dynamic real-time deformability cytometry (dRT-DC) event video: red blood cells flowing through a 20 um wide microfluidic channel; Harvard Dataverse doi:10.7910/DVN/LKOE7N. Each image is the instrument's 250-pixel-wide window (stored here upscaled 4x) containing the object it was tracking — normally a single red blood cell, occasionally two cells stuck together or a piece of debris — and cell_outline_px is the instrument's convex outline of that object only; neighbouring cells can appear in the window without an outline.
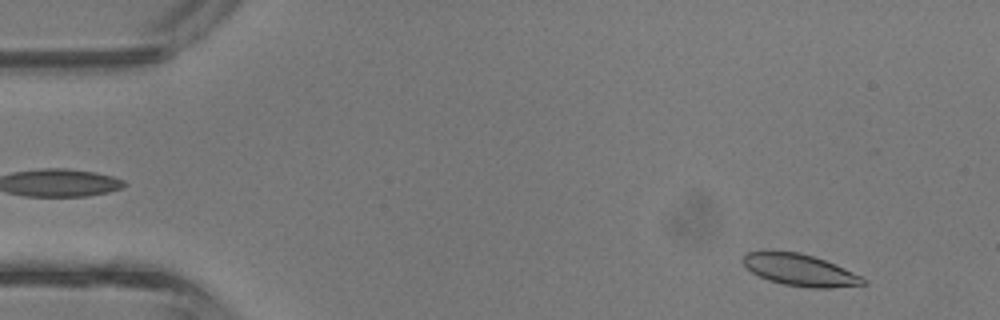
{"species": "common noctule bat (a hibernating species)", "species_latin": "Nyctalus noctula", "temperature_condition": "room temperature", "stored_images_in_passage": 42, "camera_frame_rate_fps": 3000, "um_per_image_px": 0.085, "animal": {"sex": "male", "body_mass_g": 13.3}, "frame": {"image": 1, "passage_image": 3, "time_ms": 0.667, "image_size_px": [1000, 320], "cell_outline_px": [[868, 284], [828, 288], [812, 288], [784, 284], [768, 280], [752, 272], [744, 264], [744, 256], [748, 252], [768, 248], [800, 252], [836, 264], [868, 280]], "centroid_in_image_um": [67.98, 22.91], "position_along_channel_um": 17.0, "area_um2": 22.54}}
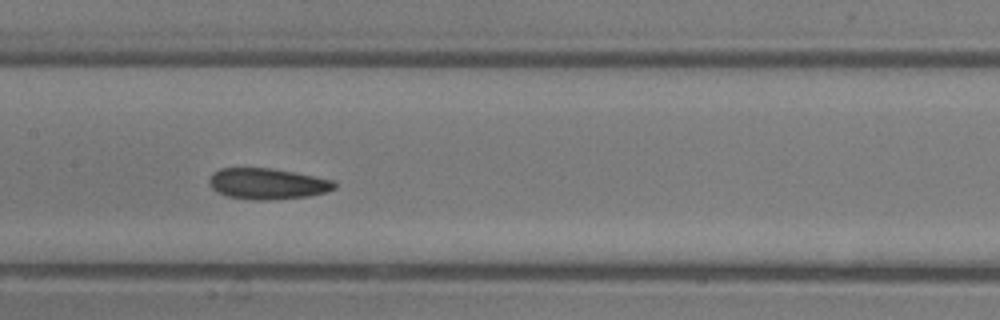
{"frame": {"image": 2, "passage_image": 20, "time_ms": 6.333, "image_size_px": [1000, 320], "cell_outline_px": [[336, 188], [328, 192], [308, 196], [268, 200], [252, 200], [228, 196], [216, 192], [212, 188], [208, 180], [212, 172], [220, 168], [272, 168], [336, 180]], "centroid_in_image_um": [22.74, 15.61], "position_along_channel_um": 184.7, "area_um2": 22.83}}
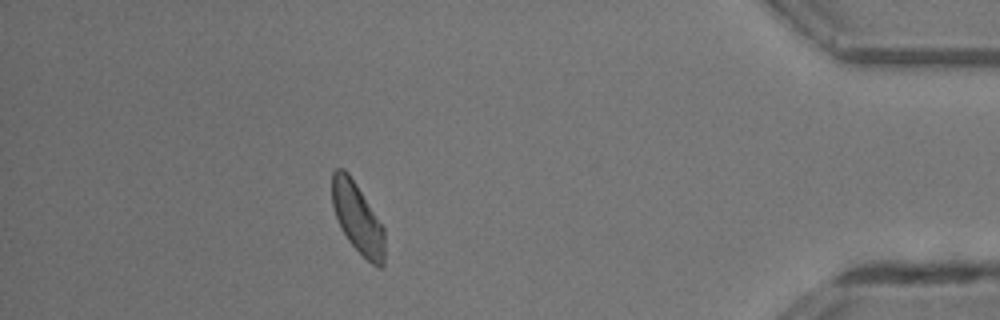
{"frame": {"image": 3, "passage_image": 37, "time_ms": 12.0, "image_size_px": [1000, 320], "cell_outline_px": [[384, 264], [380, 268], [372, 264], [348, 240], [336, 216], [332, 204], [332, 172], [336, 168], [344, 168], [348, 172], [356, 184], [384, 228]], "centroid_in_image_um": [30.39, 18.51], "position_along_channel_um": 404.8, "area_um2": 21.1}, "authors_computed_cell_mechanics": {"area_um2": 22.542, "velocity_mm_per_s": 4.7926, "shape_relaxation_time_tau1_ms": 2.8207, "shape_relaxation_time_tau2_ms": 2.0525, "deformation_change_tau1": 0.0945, "deformation_change_tau2": 0.0808}}